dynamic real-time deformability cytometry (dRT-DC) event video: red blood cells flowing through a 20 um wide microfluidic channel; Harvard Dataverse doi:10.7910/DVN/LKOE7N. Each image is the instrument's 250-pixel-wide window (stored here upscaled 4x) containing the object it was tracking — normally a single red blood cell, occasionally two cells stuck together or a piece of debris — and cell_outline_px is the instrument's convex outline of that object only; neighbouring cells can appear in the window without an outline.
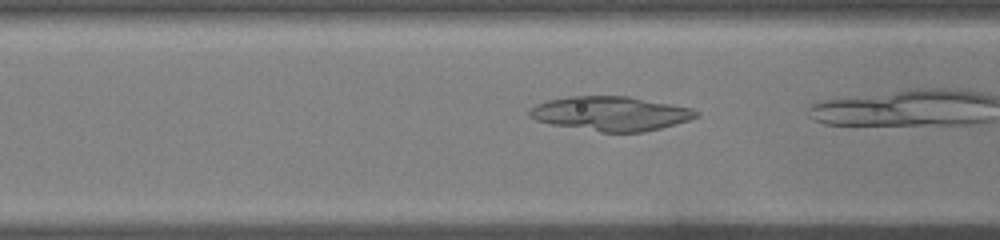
{"species": "common noctule bat (a hibernating species)", "species_latin": "Nyctalus noctula", "temperature_condition": "warm", "stored_images_in_passage": 19, "camera_frame_rate_fps": 3000, "um_per_image_px": 0.085, "animal": {"sex": "male", "body_mass_g": 19.0, "forearm_length_mm": 50.8}, "frame": {"image": 1, "passage_image": 14, "time_ms": 4.333, "image_size_px": [1000, 240], "cell_outline_px": [[700, 116], [676, 124], [644, 132], [600, 132], [552, 124], [536, 120], [528, 116], [528, 112], [536, 104], [548, 100], [572, 96], [628, 96], [672, 104], [692, 108], [700, 112]], "centroid_in_image_um": [51.94, 9.65], "position_along_channel_um": 114.7, "area_um2": 33.29}}